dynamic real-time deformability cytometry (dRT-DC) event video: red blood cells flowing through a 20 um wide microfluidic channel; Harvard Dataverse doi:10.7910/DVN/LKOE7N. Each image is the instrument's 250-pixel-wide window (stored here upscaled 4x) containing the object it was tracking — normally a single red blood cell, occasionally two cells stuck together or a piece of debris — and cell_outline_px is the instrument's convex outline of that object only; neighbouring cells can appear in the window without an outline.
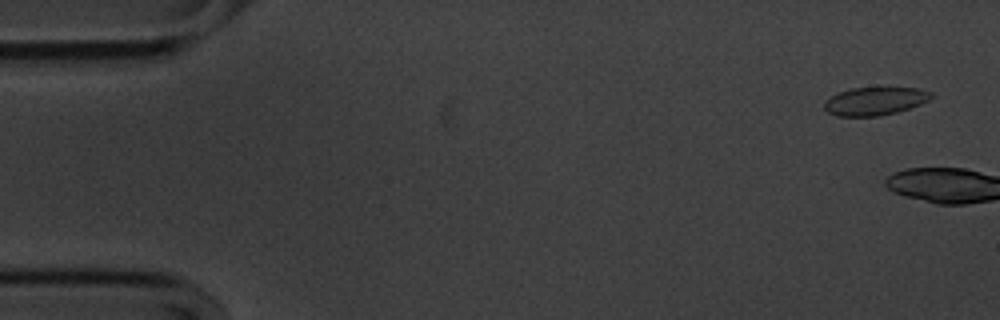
{"species": "common noctule bat (a hibernating species)", "species_latin": "Nyctalus noctula", "temperature_condition": "cold", "stored_images_in_passage": 5, "camera_frame_rate_fps": 3000, "um_per_image_px": 0.085, "animal": {"sex": "male", "body_mass_g": 20.1, "forearm_length_mm": 53.5}, "frame": {"image": 1, "passage_image": 3, "time_ms": 0.667, "image_size_px": [1000, 320], "cell_outline_px": [[936, 96], [920, 104], [896, 112], [876, 116], [836, 116], [828, 112], [824, 108], [824, 100], [840, 92], [852, 88], [920, 88], [932, 92]], "centroid_in_image_um": [74.38, 8.59], "position_along_channel_um": 10.6, "area_um2": 17.4}}